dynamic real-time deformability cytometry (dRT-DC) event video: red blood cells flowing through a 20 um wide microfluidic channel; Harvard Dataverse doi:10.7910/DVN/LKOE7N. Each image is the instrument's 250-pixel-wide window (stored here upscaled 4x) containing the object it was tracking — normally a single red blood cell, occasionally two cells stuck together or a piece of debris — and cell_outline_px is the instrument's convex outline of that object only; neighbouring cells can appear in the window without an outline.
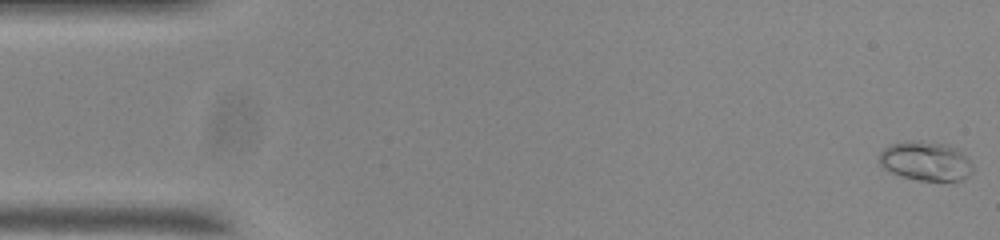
{"species": "common noctule bat (a hibernating species)", "species_latin": "Nyctalus noctula", "temperature_condition": "room temperature", "stored_images_in_passage": 54, "camera_frame_rate_fps": 3000, "um_per_image_px": 0.085, "animal": {"sex": "male", "body_mass_g": 20.0, "forearm_length_mm": 53.3}, "frame": {"image": 1, "passage_image": 1, "time_ms": 0.0, "image_size_px": [1000, 240], "cell_outline_px": [[972, 172], [960, 180], [916, 180], [900, 176], [884, 168], [880, 164], [880, 152], [888, 144], [912, 140], [920, 140], [948, 144], [956, 148], [972, 164]], "centroid_in_image_um": [78.65, 13.67], "position_along_channel_um": 6.4, "area_um2": 21.27}}
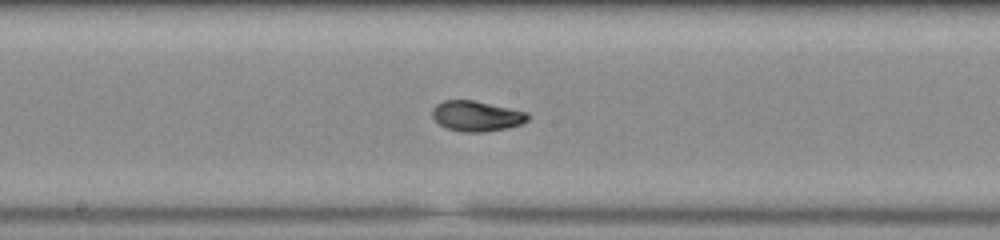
{"frame": {"image": 2, "passage_image": 28, "time_ms": 9.0, "image_size_px": [1000, 240], "cell_outline_px": [[532, 116], [528, 120], [520, 124], [508, 128], [484, 132], [460, 132], [448, 128], [440, 124], [432, 116], [432, 108], [436, 104], [444, 100], [472, 100], [528, 112]], "centroid_in_image_um": [40.52, 9.87], "position_along_channel_um": 207.7, "area_um2": 16.94}}
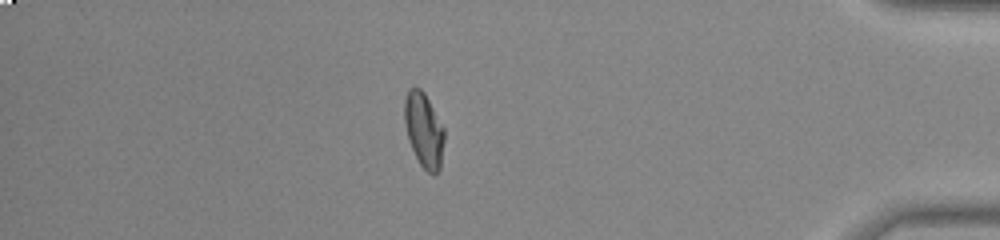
{"frame": {"image": 3, "passage_image": 47, "time_ms": 15.333, "image_size_px": [1000, 240], "cell_outline_px": [[444, 140], [440, 168], [436, 176], [432, 176], [420, 164], [408, 140], [404, 124], [404, 100], [408, 88], [420, 88], [424, 92], [444, 128]], "centroid_in_image_um": [36.02, 11.07], "position_along_channel_um": 399.2, "area_um2": 17.4}, "authors_computed_cell_mechanics": {"area_um2": 17.1666, "velocity_mm_per_s": 3.7273, "shape_relaxation_time_tau1_ms": 6.2112, "shape_relaxation_time_tau2_ms": 1.2025, "deformation_change_tau1": 0.1879, "deformation_change_tau2": 0.0511}}